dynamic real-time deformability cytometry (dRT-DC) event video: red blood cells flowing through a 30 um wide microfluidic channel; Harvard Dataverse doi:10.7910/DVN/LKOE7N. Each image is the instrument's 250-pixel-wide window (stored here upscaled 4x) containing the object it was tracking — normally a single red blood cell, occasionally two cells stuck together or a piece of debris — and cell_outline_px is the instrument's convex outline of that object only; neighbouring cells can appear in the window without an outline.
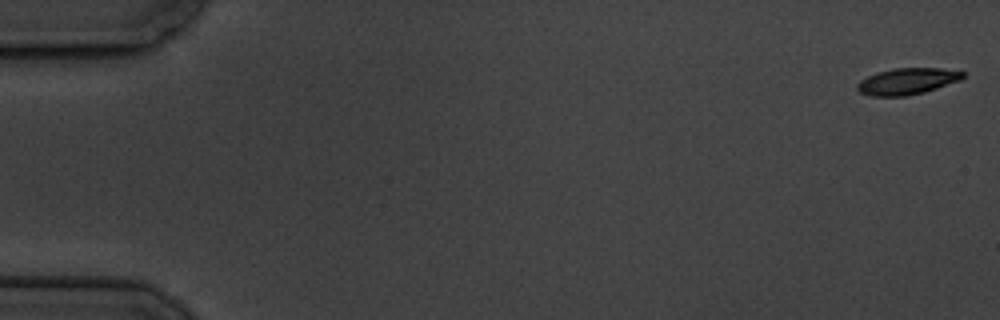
{"species": "common noctule bat (a hibernating species)", "species_latin": "Nyctalus noctula", "temperature_condition": "cold", "stored_images_in_passage": 6, "camera_frame_rate_fps": 3000, "um_per_image_px": 0.085, "animal": {"sex": "male", "body_mass_g": 19.5, "forearm_length_mm": 54.6}, "frame": {"image": 1, "passage_image": 1, "time_ms": 0.0, "image_size_px": [1000, 320], "cell_outline_px": [[964, 76], [960, 80], [924, 92], [904, 96], [872, 96], [860, 92], [856, 88], [856, 84], [860, 80], [876, 72], [892, 68], [940, 68], [964, 72]], "centroid_in_image_um": [77.07, 6.9], "position_along_channel_um": 7.9, "area_um2": 16.18}}
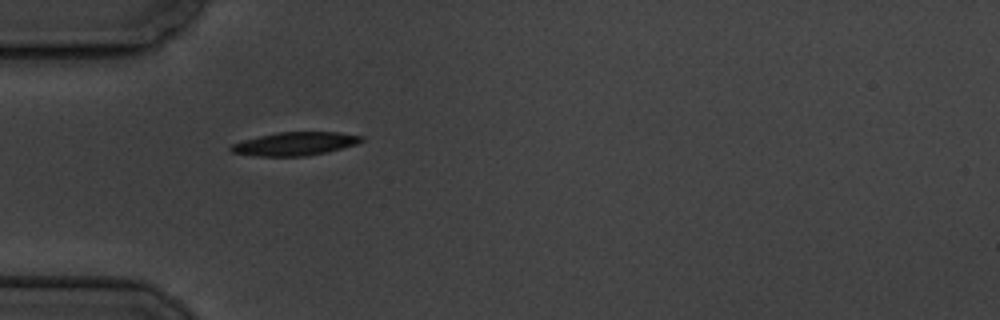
{"frame": {"image": 2, "passage_image": 5, "time_ms": 5.667, "image_size_px": [1000, 320], "cell_outline_px": [[364, 140], [356, 144], [308, 156], [256, 156], [232, 152], [228, 148], [232, 144], [244, 140], [276, 132], [340, 132], [364, 136]], "centroid_in_image_um": [25.07, 12.21], "position_along_channel_um": 59.9, "area_um2": 17.63}}
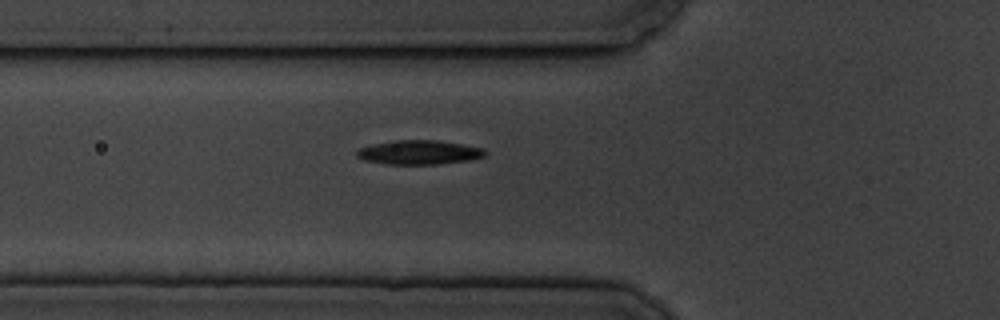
{"frame": {"image": 3, "passage_image": 6, "time_ms": 6.667, "image_size_px": [1000, 320], "cell_outline_px": [[488, 152], [484, 156], [468, 160], [436, 164], [384, 164], [364, 160], [356, 156], [356, 152], [360, 148], [392, 140], [436, 140], [484, 148]], "centroid_in_image_um": [35.62, 12.95], "position_along_channel_um": 90.2, "area_um2": 17.92}}